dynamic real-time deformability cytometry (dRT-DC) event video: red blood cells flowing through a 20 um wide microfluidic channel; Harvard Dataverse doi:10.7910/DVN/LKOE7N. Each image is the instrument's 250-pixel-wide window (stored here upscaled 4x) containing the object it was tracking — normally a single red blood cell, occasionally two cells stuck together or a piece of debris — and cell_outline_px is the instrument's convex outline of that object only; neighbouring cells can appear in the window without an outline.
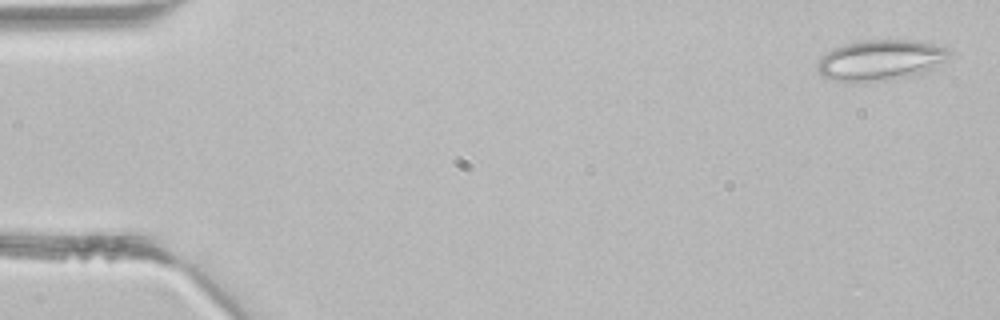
{"species": "common noctule bat (a hibernating species)", "species_latin": "Nyctalus noctula", "temperature_condition": "room temperature", "stored_images_in_passage": 3, "camera_frame_rate_fps": 3000, "um_per_image_px": 0.085, "animal": {"sex": "male", "body_mass_g": 21.5, "forearm_length_mm": 52.0}, "frame": {"image": 1, "passage_image": 1, "time_ms": 0.0, "image_size_px": [1000, 320], "cell_outline_px": [[952, 52], [944, 60], [932, 68], [920, 72], [904, 76], [852, 84], [832, 80], [820, 76], [816, 68], [820, 56], [844, 44], [864, 40], [920, 40], [948, 48]], "centroid_in_image_um": [74.76, 5.11], "position_along_channel_um": 10.2, "area_um2": 31.1}}